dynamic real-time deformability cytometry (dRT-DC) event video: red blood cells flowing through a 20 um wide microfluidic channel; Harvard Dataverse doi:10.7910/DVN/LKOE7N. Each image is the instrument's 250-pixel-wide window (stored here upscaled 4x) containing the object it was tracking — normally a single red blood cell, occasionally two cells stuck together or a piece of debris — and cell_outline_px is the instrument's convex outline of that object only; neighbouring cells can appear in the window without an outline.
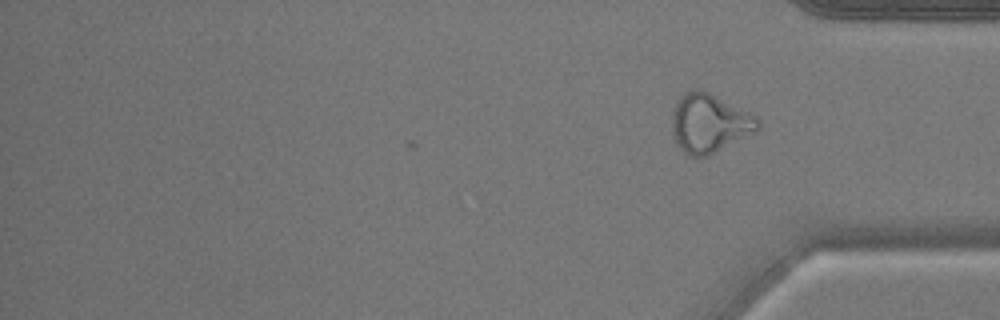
{"species": "common noctule bat (a hibernating species)", "species_latin": "Nyctalus noctula", "temperature_condition": "warm", "stored_images_in_passage": 39, "camera_frame_rate_fps": 3000, "um_per_image_px": 0.085, "animal": {"sex": "male", "body_mass_g": 17.9}, "frame": {"image": 1, "passage_image": 39, "time_ms": 12.667, "image_size_px": [1000, 320], "cell_outline_px": [[760, 128], [708, 156], [688, 156], [680, 148], [676, 140], [672, 128], [672, 112], [680, 96], [684, 92], [696, 88], [700, 88], [756, 116], [760, 120]], "centroid_in_image_um": [60.27, 10.46], "position_along_channel_um": 374.9, "area_um2": 28.96}}